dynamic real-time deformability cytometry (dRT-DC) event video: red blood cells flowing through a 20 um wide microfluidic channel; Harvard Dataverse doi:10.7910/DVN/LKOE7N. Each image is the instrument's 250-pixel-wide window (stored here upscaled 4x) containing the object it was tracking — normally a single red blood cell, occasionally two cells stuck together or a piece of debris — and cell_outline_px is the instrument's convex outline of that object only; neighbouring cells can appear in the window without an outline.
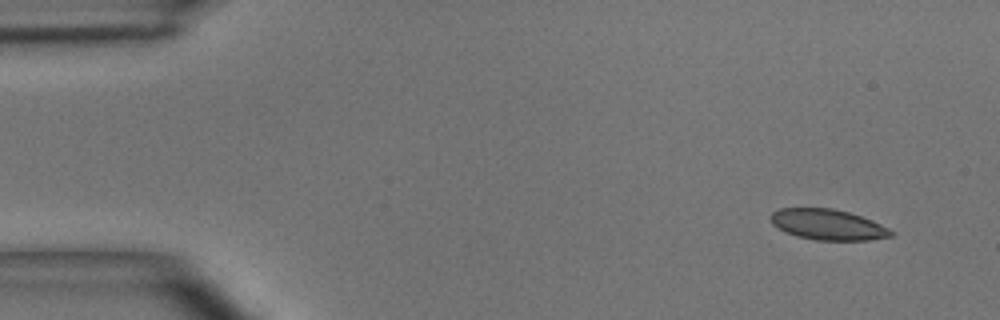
{"species": "common noctule bat (a hibernating species)", "species_latin": "Nyctalus noctula", "temperature_condition": "room temperature", "stored_images_in_passage": 48, "camera_frame_rate_fps": 3000, "um_per_image_px": 0.085, "animal": {"sex": "male", "body_mass_g": 15.6}, "frame": {"image": 1, "passage_image": 1, "time_ms": 0.0, "image_size_px": [1000, 320], "cell_outline_px": [[896, 232], [892, 236], [868, 240], [816, 240], [796, 236], [784, 232], [772, 224], [772, 212], [780, 208], [832, 208], [848, 212], [872, 220]], "centroid_in_image_um": [70.37, 19.09], "position_along_channel_um": 14.6, "area_um2": 21.44}}
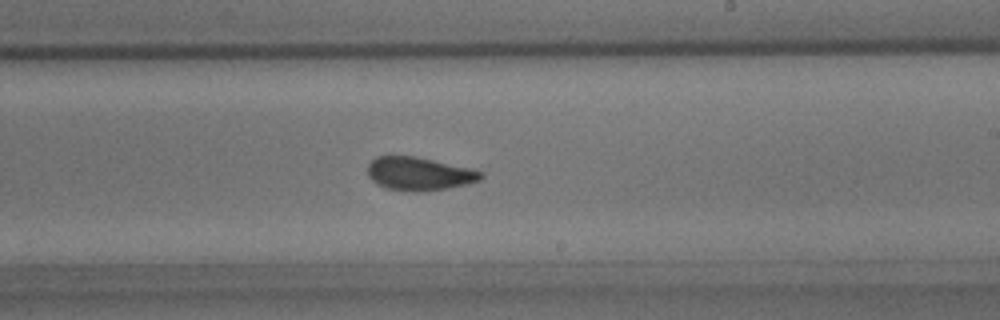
{"frame": {"image": 2, "passage_image": 27, "time_ms": 8.667, "image_size_px": [1000, 320], "cell_outline_px": [[484, 176], [480, 180], [448, 188], [420, 192], [412, 192], [388, 188], [376, 184], [368, 176], [368, 164], [376, 156], [412, 156], [432, 160], [468, 168], [484, 172]], "centroid_in_image_um": [35.6, 14.78], "position_along_channel_um": 253.4, "area_um2": 21.73}}
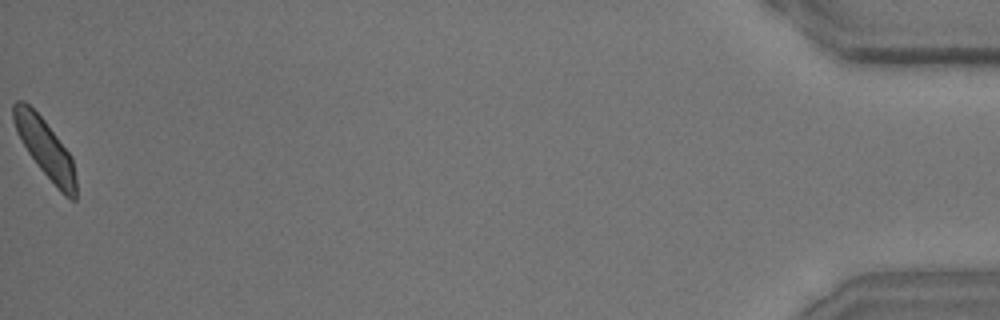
{"frame": {"image": 3, "passage_image": 48, "time_ms": 15.667, "image_size_px": [1000, 320], "cell_outline_px": [[76, 200], [72, 200], [64, 196], [60, 192], [40, 168], [28, 152], [16, 132], [12, 120], [12, 104], [16, 100], [24, 100], [44, 120], [72, 156], [76, 176]], "centroid_in_image_um": [3.84, 12.61], "position_along_channel_um": 431.4, "area_um2": 21.33}, "authors_computed_cell_mechanics": {"area_um2": 22.0796, "velocity_mm_per_s": 3.9306, "shape_relaxation_time_tau1_ms": 3.8229, "shape_relaxation_time_tau2_ms": 1.0525, "deformation_change_tau1": 0.1202, "deformation_change_tau2": 0.0557}}